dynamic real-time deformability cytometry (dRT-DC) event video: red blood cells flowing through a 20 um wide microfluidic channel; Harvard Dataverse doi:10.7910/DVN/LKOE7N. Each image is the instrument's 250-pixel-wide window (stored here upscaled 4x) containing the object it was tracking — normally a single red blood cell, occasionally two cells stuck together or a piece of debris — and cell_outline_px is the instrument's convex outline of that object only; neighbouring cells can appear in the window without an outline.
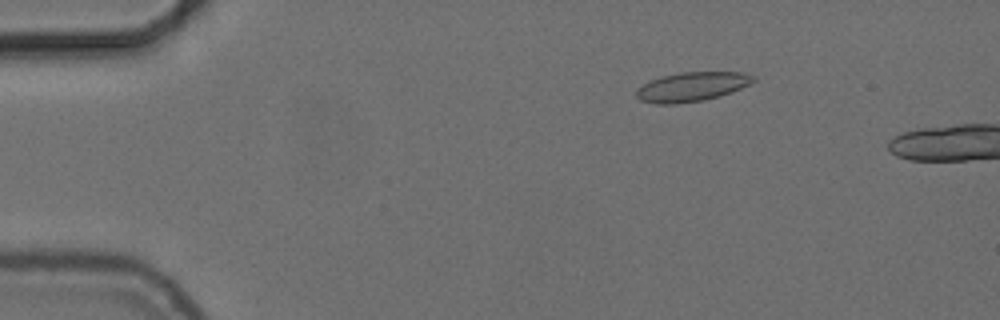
{"species": "common noctule bat (a hibernating species)", "species_latin": "Nyctalus noctula", "temperature_condition": "cold", "stored_images_in_passage": 12, "camera_frame_rate_fps": 3000, "um_per_image_px": 0.085, "animal": {"sex": "female", "body_mass_g": 24.6, "forearm_length_mm": 56.2}, "frame": {"image": 1, "passage_image": 9, "time_ms": 2.667, "image_size_px": [1000, 320], "cell_outline_px": [[756, 80], [732, 92], [720, 96], [704, 100], [676, 104], [656, 104], [640, 100], [636, 96], [636, 88], [652, 80], [664, 76], [680, 72], [744, 72], [756, 76]], "centroid_in_image_um": [58.82, 7.38], "position_along_channel_um": 26.2, "area_um2": 19.94}}